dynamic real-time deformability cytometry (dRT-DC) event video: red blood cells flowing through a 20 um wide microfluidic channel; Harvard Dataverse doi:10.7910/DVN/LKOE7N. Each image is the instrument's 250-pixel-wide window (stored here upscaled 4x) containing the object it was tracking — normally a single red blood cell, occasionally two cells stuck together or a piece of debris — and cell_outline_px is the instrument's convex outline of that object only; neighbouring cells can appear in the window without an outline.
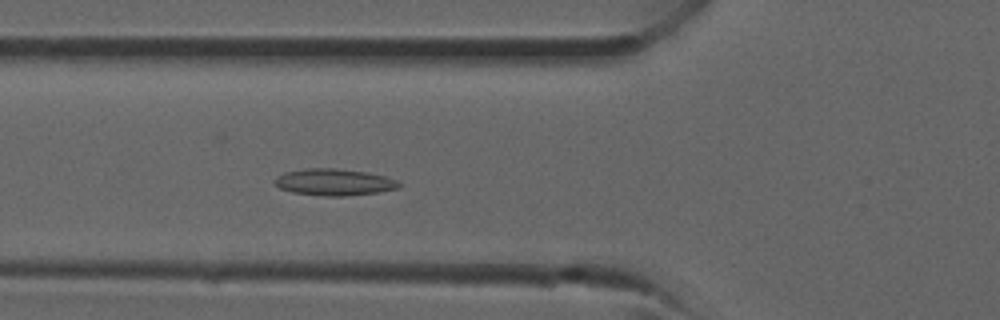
{"species": "common noctule bat (a hibernating species)", "species_latin": "Nyctalus noctula", "temperature_condition": "room temperature", "stored_images_in_passage": 35, "camera_frame_rate_fps": 3000, "um_per_image_px": 0.085, "animal": {"sex": "male", "forearm_length_mm": 52.5}, "frame": {"image": 1, "passage_image": 11, "time_ms": 3.333, "image_size_px": [1000, 320], "cell_outline_px": [[404, 184], [400, 188], [376, 192], [344, 196], [324, 196], [292, 192], [280, 188], [272, 184], [272, 180], [276, 176], [284, 172], [304, 168], [336, 168], [368, 172], [384, 176], [396, 180]], "centroid_in_image_um": [28.37, 15.47], "position_along_channel_um": 97.4, "area_um2": 19.59}}
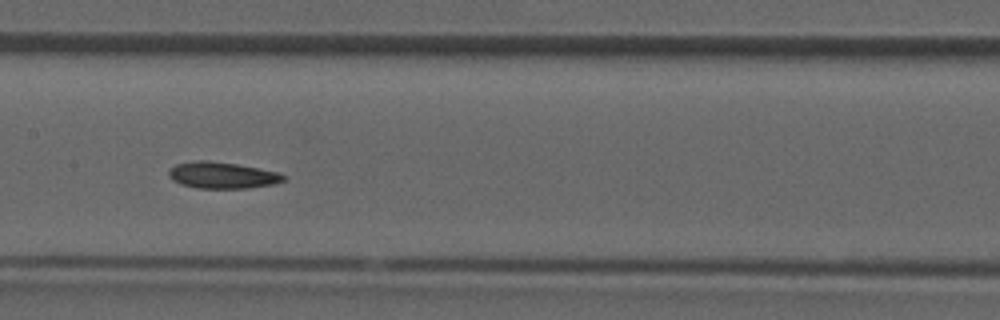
{"frame": {"image": 2, "passage_image": 16, "time_ms": 5.0, "image_size_px": [1000, 320], "cell_outline_px": [[288, 176], [284, 180], [276, 184], [248, 188], [196, 188], [180, 184], [172, 180], [168, 176], [168, 172], [176, 164], [196, 160], [208, 160], [236, 164], [276, 172]], "centroid_in_image_um": [18.88, 14.9], "position_along_channel_um": 188.5, "area_um2": 17.69}}